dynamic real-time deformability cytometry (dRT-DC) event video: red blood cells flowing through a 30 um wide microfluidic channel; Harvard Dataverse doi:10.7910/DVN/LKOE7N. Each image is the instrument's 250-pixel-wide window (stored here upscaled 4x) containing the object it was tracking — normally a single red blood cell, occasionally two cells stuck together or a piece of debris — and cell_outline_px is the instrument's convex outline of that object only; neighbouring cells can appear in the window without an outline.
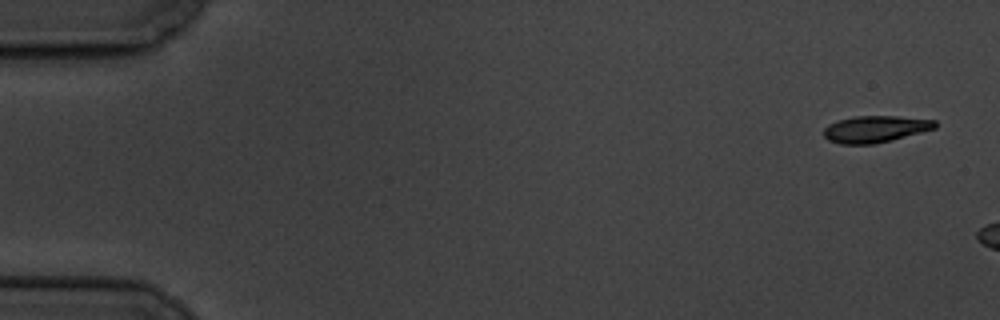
{"species": "common noctule bat (a hibernating species)", "species_latin": "Nyctalus noctula", "temperature_condition": "cold", "stored_images_in_passage": 3, "camera_frame_rate_fps": 3000, "um_per_image_px": 0.085, "animal": {"sex": "male", "body_mass_g": 19.5, "forearm_length_mm": 54.6}, "frame": {"image": 1, "passage_image": 1, "time_ms": 0.0, "image_size_px": [1000, 320], "cell_outline_px": [[936, 128], [892, 140], [876, 144], [840, 144], [828, 140], [824, 136], [824, 128], [828, 124], [840, 120], [856, 116], [896, 116], [936, 120]], "centroid_in_image_um": [74.39, 10.98], "position_along_channel_um": 10.6, "area_um2": 17.28}}